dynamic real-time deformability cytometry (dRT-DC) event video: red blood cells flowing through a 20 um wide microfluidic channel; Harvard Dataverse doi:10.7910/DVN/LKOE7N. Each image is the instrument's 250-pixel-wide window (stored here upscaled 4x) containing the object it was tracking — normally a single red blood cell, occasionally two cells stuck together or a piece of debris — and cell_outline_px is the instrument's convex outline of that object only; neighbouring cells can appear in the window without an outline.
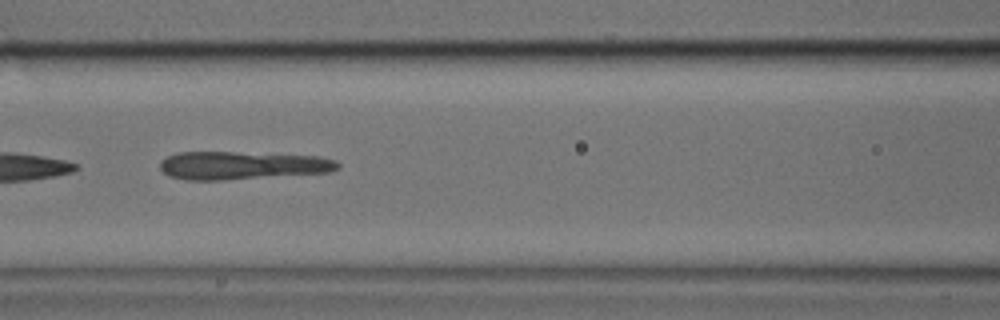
{"species": "common noctule bat (a hibernating species)", "species_latin": "Nyctalus noctula", "temperature_condition": "cold", "stored_images_in_passage": 36, "camera_frame_rate_fps": 3000, "um_per_image_px": 0.085, "animal": {"sex": "male", "body_mass_g": 17.9, "forearm_length_mm": 54.2}, "frame": {"image": 1, "passage_image": 21, "time_ms": 6.667, "image_size_px": [1000, 320], "cell_outline_px": [[340, 168], [332, 172], [224, 180], [184, 180], [168, 176], [160, 168], [160, 160], [176, 152], [236, 152], [320, 156], [336, 160], [340, 164]], "centroid_in_image_um": [20.59, 14.06], "position_along_channel_um": 146.0, "area_um2": 29.36}}